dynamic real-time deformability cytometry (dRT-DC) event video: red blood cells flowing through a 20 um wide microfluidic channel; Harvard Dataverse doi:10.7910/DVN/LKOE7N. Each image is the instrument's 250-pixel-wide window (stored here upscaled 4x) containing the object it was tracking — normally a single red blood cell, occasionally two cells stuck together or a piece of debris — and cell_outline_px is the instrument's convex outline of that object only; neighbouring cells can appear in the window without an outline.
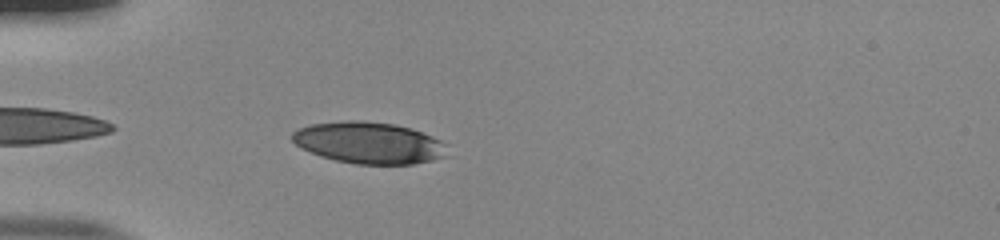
{"species": "human", "species_latin": "Homo sapiens", "temperature_condition": "room temperature", "stored_images_in_passage": 33, "camera_frame_rate_fps": 3000, "um_per_image_px": 0.085, "donor": {"sex": "male"}, "frame": {"image": 1, "passage_image": 3, "time_ms": 0.667, "image_size_px": [1000, 240], "cell_outline_px": [[448, 156], [432, 160], [412, 164], [356, 164], [336, 160], [320, 156], [300, 148], [292, 140], [292, 132], [308, 124], [344, 120], [360, 120], [396, 124], [432, 136], [448, 144]], "centroid_in_image_um": [31.36, 12.13], "position_along_channel_um": 53.6, "area_um2": 37.86}}
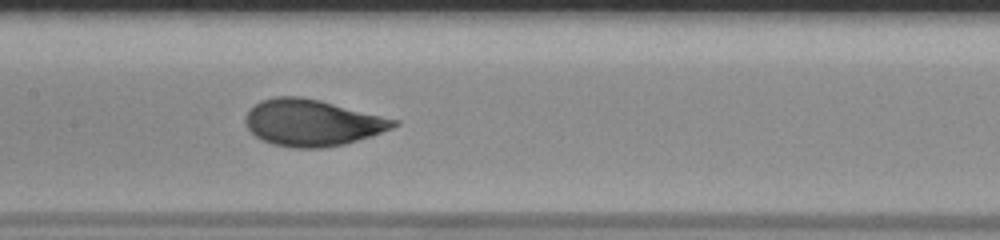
{"frame": {"image": 2, "passage_image": 14, "time_ms": 4.333, "image_size_px": [1000, 240], "cell_outline_px": [[400, 124], [392, 128], [372, 136], [344, 144], [324, 148], [296, 148], [272, 144], [256, 136], [248, 128], [244, 120], [244, 116], [260, 100], [276, 96], [300, 96], [320, 100], [400, 120]], "centroid_in_image_um": [26.56, 10.43], "position_along_channel_um": 180.8, "area_um2": 40.23}}
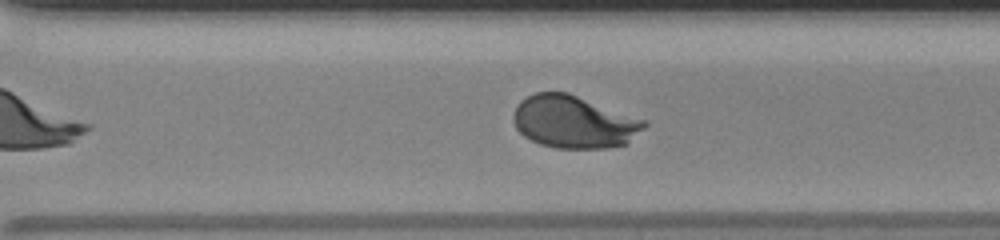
{"frame": {"image": 3, "passage_image": 25, "time_ms": 8.0, "image_size_px": [1000, 240], "cell_outline_px": [[648, 124], [628, 144], [608, 148], [556, 148], [540, 144], [524, 136], [516, 128], [512, 120], [512, 116], [516, 104], [520, 100], [536, 92], [568, 92], [644, 120]], "centroid_in_image_um": [48.76, 10.36], "position_along_channel_um": 321.8, "area_um2": 40.11}, "authors_computed_cell_mechanics": {"area_um2": 39.882, "velocity_mm_per_s": 3.8618, "shape_relaxation_time_tau1_ms": 3.2827, "shape_relaxation_time_tau2_ms": null, "deformation_change_tau1": 0.18, "deformation_change_tau2": null}}